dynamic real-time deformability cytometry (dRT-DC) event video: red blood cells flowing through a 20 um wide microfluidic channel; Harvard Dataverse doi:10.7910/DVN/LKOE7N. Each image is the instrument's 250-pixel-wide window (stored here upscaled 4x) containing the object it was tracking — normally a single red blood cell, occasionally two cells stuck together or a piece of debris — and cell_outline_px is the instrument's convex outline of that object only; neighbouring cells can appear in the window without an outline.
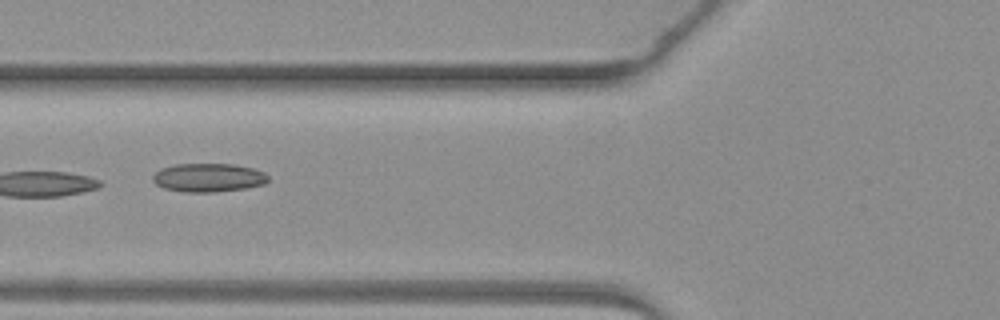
{"species": "common noctule bat (a hibernating species)", "species_latin": "Nyctalus noctula", "temperature_condition": "warm", "stored_images_in_passage": 5, "camera_frame_rate_fps": 3000, "um_per_image_px": 0.085, "animal": {"sex": "female", "body_mass_g": 19.3, "forearm_length_mm": 54.1}, "frame": {"image": 1, "passage_image": 4, "time_ms": 3.667, "image_size_px": [1000, 320], "cell_outline_px": [[268, 180], [264, 184], [244, 188], [216, 192], [184, 192], [164, 188], [156, 184], [152, 180], [152, 176], [160, 168], [176, 164], [236, 164], [252, 168], [264, 172], [268, 176]], "centroid_in_image_um": [17.7, 15.09], "position_along_channel_um": 108.1, "area_um2": 19.25}}
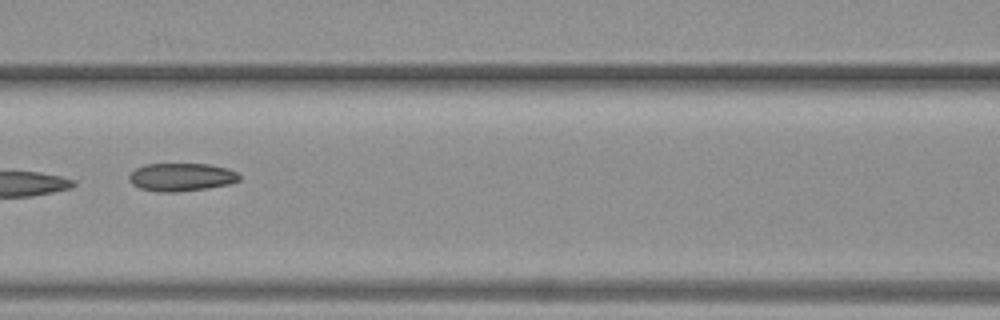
{"frame": {"image": 2, "passage_image": 5, "time_ms": 4.667, "image_size_px": [1000, 320], "cell_outline_px": [[240, 180], [228, 184], [208, 188], [176, 192], [156, 192], [140, 188], [132, 184], [128, 180], [128, 176], [136, 168], [144, 164], [212, 164], [228, 168], [236, 172], [240, 176]], "centroid_in_image_um": [15.4, 15.05], "position_along_channel_um": 151.2, "area_um2": 18.15}}